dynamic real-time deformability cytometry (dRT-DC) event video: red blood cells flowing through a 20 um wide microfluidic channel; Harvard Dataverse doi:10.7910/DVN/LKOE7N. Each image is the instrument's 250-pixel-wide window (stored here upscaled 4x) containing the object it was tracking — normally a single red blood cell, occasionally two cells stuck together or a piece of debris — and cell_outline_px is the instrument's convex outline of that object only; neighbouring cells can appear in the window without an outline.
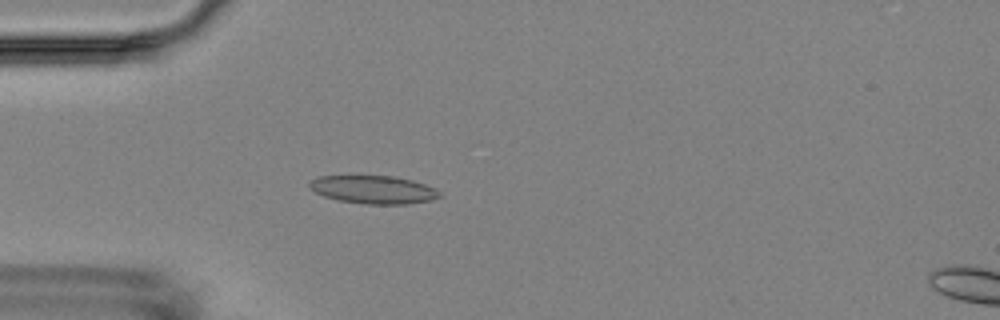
{"species": "Egyptian fruit bat (a non-hibernating species)", "species_latin": "Rousettus aegyptiacus", "temperature_condition": "room temperature", "stored_images_in_passage": 5, "camera_frame_rate_fps": 3000, "um_per_image_px": 0.085, "animal": {"sex": "female"}, "frame": {"image": 1, "passage_image": 5, "time_ms": 4.333, "image_size_px": [1000, 320], "cell_outline_px": [[444, 196], [432, 200], [408, 204], [364, 204], [336, 200], [324, 196], [308, 188], [308, 184], [312, 180], [320, 176], [392, 176], [412, 180], [436, 188]], "centroid_in_image_um": [31.77, 16.13], "position_along_channel_um": 53.2, "area_um2": 21.44}}